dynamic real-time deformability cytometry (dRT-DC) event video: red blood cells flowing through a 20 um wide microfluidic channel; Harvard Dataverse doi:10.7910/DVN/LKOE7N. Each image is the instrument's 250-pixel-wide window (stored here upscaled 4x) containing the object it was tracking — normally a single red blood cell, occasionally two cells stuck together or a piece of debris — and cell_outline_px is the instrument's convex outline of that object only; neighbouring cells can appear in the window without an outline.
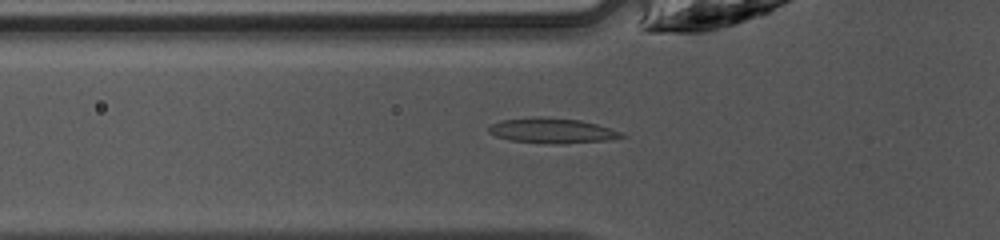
{"species": "common noctule bat (a hibernating species)", "species_latin": "Nyctalus noctula", "temperature_condition": "warm", "stored_images_in_passage": 47, "camera_frame_rate_fps": 3000, "um_per_image_px": 0.085, "animal": {"sex": "female", "body_mass_g": 10.0, "forearm_length_mm": 53.1}, "frame": {"image": 1, "passage_image": 16, "time_ms": 5.0, "image_size_px": [1000, 240], "cell_outline_px": [[628, 136], [608, 140], [556, 144], [552, 144], [508, 140], [496, 136], [488, 132], [488, 128], [492, 124], [500, 120], [536, 116], [540, 116], [580, 120], [596, 124], [624, 132]], "centroid_in_image_um": [46.94, 11.1], "position_along_channel_um": 78.9, "area_um2": 19.59}}
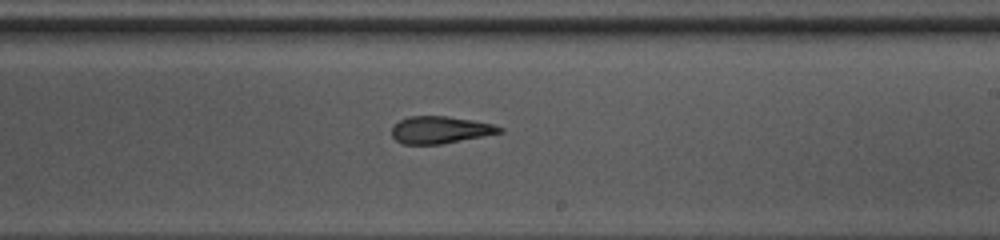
{"frame": {"image": 2, "passage_image": 28, "time_ms": 9.0, "image_size_px": [1000, 240], "cell_outline_px": [[504, 132], [440, 144], [404, 144], [396, 140], [392, 136], [392, 124], [408, 116], [448, 116], [472, 120], [492, 124], [504, 128]], "centroid_in_image_um": [37.4, 11.03], "position_along_channel_um": 251.6, "area_um2": 17.05}}
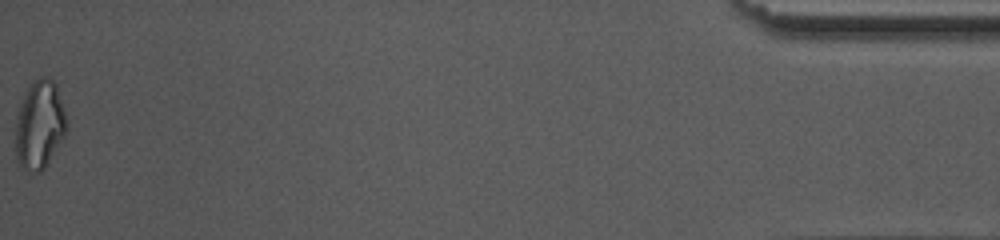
{"frame": {"image": 3, "passage_image": 47, "time_ms": 15.333, "image_size_px": [1000, 240], "cell_outline_px": [[64, 136], [44, 168], [40, 172], [36, 172], [20, 168], [16, 156], [16, 116], [24, 92], [32, 80], [40, 76], [44, 76], [52, 80], [56, 84], [64, 112]], "centroid_in_image_um": [3.31, 10.58], "position_along_channel_um": 431.9, "area_um2": 25.95}, "authors_computed_cell_mechanics": {"area_um2": 18.3804, "velocity_mm_per_s": 4.2769, "shape_relaxation_time_tau1_ms": null, "shape_relaxation_time_tau2_ms": 2.5034, "deformation_change_tau1": null, "deformation_change_tau2": 0.111}}